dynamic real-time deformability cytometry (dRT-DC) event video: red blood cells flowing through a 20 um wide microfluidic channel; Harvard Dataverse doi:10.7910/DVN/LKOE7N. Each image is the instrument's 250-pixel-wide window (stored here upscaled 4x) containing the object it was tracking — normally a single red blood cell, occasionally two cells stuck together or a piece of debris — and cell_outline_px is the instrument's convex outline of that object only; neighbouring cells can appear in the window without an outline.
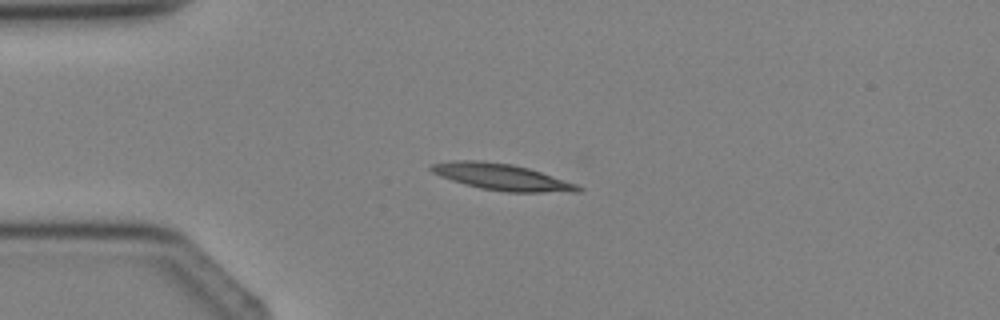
{"species": "Egyptian fruit bat (a non-hibernating species)", "species_latin": "Rousettus aegyptiacus", "temperature_condition": "cold", "stored_images_in_passage": 3, "camera_frame_rate_fps": 3000, "um_per_image_px": 0.085, "animal": {"sex": "female"}, "frame": {"image": 1, "passage_image": 2, "time_ms": 1.0, "image_size_px": [1000, 320], "cell_outline_px": [[584, 188], [580, 192], [504, 192], [480, 188], [464, 184], [440, 176], [432, 172], [428, 168], [432, 164], [456, 160], [480, 160], [512, 164], [528, 168], [576, 184]], "centroid_in_image_um": [42.64, 15.05], "position_along_channel_um": 42.4, "area_um2": 22.48}}